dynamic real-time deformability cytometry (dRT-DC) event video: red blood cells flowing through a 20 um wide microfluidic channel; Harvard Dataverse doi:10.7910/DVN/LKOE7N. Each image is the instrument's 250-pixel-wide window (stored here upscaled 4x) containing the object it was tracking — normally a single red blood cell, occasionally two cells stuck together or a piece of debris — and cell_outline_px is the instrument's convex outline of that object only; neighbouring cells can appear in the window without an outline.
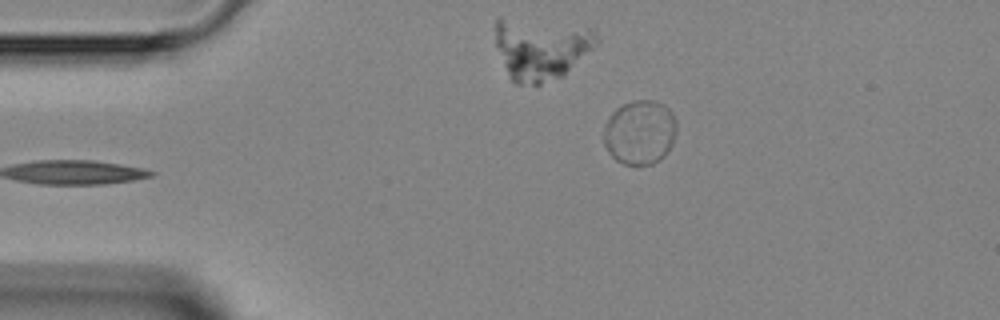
{"species": "Egyptian fruit bat (a non-hibernating species)", "species_latin": "Rousettus aegyptiacus", "temperature_condition": "room temperature", "stored_images_in_passage": 4, "camera_frame_rate_fps": 3000, "um_per_image_px": 0.085, "animal": {"sex": "female"}, "frame": {"image": 1, "passage_image": 4, "time_ms": 3.333, "image_size_px": [1000, 320], "cell_outline_px": [[676, 132], [672, 144], [664, 156], [660, 160], [652, 164], [624, 164], [616, 160], [608, 152], [604, 144], [604, 124], [608, 116], [616, 108], [624, 104], [636, 100], [656, 100], [668, 108], [672, 112], [676, 120]], "centroid_in_image_um": [54.38, 11.24], "position_along_channel_um": 30.6, "area_um2": 27.51}}